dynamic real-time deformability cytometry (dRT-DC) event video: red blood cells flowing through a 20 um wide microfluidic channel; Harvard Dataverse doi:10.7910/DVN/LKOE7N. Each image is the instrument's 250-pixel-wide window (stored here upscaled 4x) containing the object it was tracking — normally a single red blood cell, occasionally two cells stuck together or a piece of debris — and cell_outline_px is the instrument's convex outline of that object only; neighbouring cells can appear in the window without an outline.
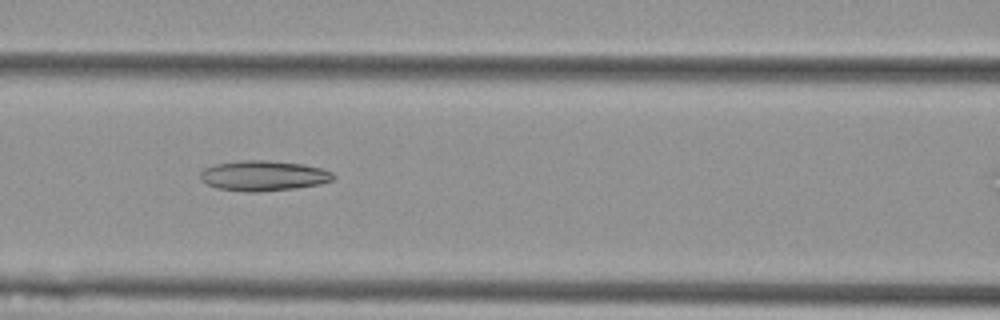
{"species": "Egyptian fruit bat (a non-hibernating species)", "species_latin": "Rousettus aegyptiacus", "temperature_condition": "cold", "stored_images_in_passage": 12, "camera_frame_rate_fps": 3000, "um_per_image_px": 0.085, "animal": {"sex": "female"}, "frame": {"image": 1, "passage_image": 5, "time_ms": 1.333, "image_size_px": [1000, 320], "cell_outline_px": [[336, 176], [332, 180], [320, 184], [296, 188], [260, 192], [248, 192], [216, 188], [200, 180], [200, 172], [204, 168], [216, 164], [236, 160], [268, 160], [304, 164], [320, 168], [332, 172]], "centroid_in_image_um": [22.38, 14.93], "position_along_channel_um": 144.2, "area_um2": 23.64}}
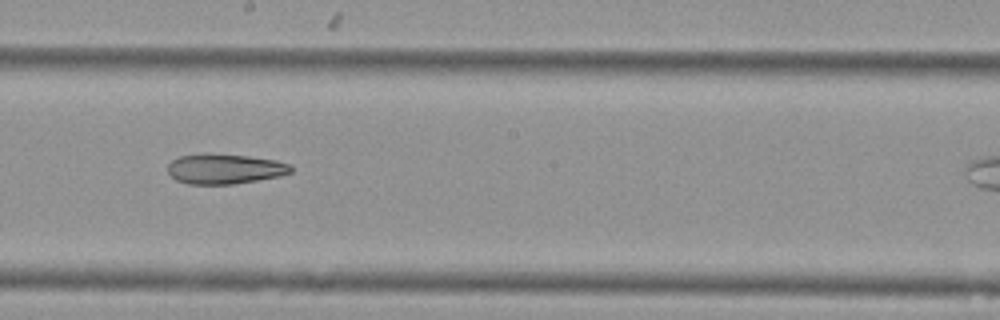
{"frame": {"image": 2, "passage_image": 7, "time_ms": 2.0, "image_size_px": [1000, 320], "cell_outline_px": [[292, 172], [280, 176], [232, 184], [188, 184], [176, 180], [168, 172], [168, 164], [172, 160], [180, 156], [208, 152], [248, 156], [276, 160], [288, 164], [292, 168]], "centroid_in_image_um": [19.08, 14.34], "position_along_channel_um": 229.1, "area_um2": 21.68}}
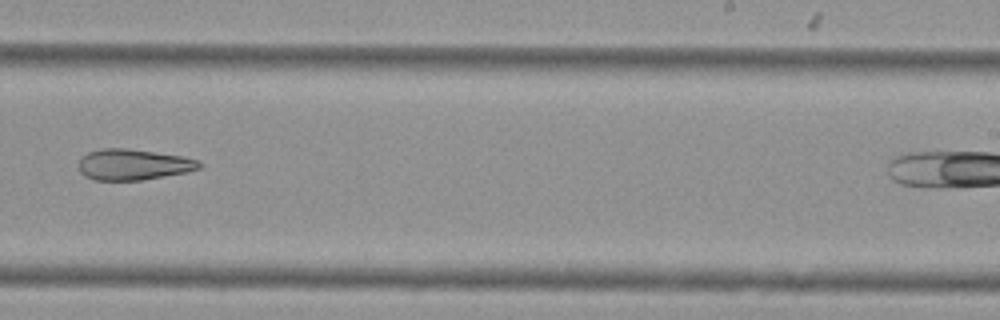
{"frame": {"image": 3, "passage_image": 8, "time_ms": 2.333, "image_size_px": [1000, 320], "cell_outline_px": [[200, 168], [188, 172], [140, 180], [92, 180], [84, 176], [80, 172], [80, 160], [88, 152], [100, 148], [128, 148], [184, 156], [200, 160]], "centroid_in_image_um": [11.34, 13.98], "position_along_channel_um": 277.7, "area_um2": 21.79}}